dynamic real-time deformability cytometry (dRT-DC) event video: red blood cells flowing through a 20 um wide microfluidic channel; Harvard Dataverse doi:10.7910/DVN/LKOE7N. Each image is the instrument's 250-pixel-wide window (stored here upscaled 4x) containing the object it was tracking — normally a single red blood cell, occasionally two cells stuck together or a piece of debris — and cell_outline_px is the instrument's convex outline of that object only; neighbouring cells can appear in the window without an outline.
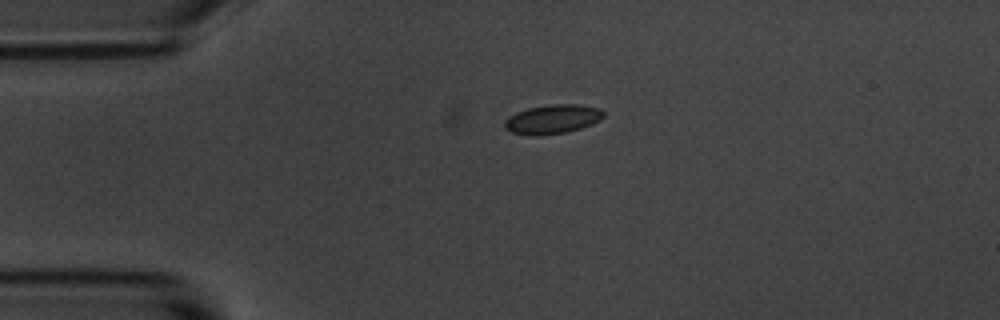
{"species": "common noctule bat (a hibernating species)", "species_latin": "Nyctalus noctula", "temperature_condition": "room temperature", "stored_images_in_passage": 3, "camera_frame_rate_fps": 3000, "um_per_image_px": 0.085, "animal": {"sex": "male", "body_mass_g": 20.1, "forearm_length_mm": 53.5}, "frame": {"image": 1, "passage_image": 1, "time_ms": 0.0, "image_size_px": [1000, 320], "cell_outline_px": [[604, 116], [600, 120], [592, 124], [580, 128], [564, 132], [536, 136], [512, 132], [504, 128], [504, 120], [508, 116], [516, 112], [528, 108], [556, 104], [576, 104], [600, 108], [604, 112]], "centroid_in_image_um": [46.95, 10.12], "position_along_channel_um": 38.0, "area_um2": 16.7}}